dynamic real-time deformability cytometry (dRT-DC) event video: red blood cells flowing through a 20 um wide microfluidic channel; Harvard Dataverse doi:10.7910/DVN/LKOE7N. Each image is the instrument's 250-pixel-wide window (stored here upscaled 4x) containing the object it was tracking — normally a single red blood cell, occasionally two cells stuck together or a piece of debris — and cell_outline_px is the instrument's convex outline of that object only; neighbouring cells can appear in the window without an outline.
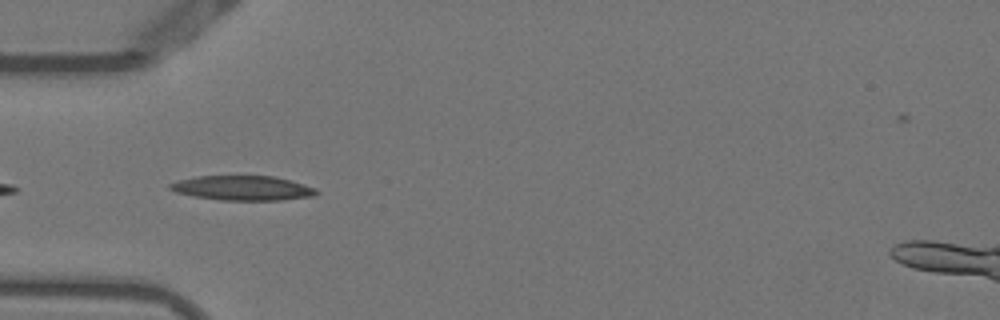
{"species": "Egyptian fruit bat (a non-hibernating species)", "species_latin": "Rousettus aegyptiacus", "temperature_condition": "warm", "stored_images_in_passage": 6, "camera_frame_rate_fps": 3000, "um_per_image_px": 0.085, "animal": {"sex": "female"}, "frame": {"image": 1, "passage_image": 3, "time_ms": 0.667, "image_size_px": [1000, 320], "cell_outline_px": [[320, 192], [312, 196], [280, 200], [220, 200], [192, 196], [176, 192], [168, 188], [168, 184], [180, 180], [196, 176], [276, 176], [292, 180], [316, 188]], "centroid_in_image_um": [20.64, 15.98], "position_along_channel_um": 64.4, "area_um2": 21.1}}